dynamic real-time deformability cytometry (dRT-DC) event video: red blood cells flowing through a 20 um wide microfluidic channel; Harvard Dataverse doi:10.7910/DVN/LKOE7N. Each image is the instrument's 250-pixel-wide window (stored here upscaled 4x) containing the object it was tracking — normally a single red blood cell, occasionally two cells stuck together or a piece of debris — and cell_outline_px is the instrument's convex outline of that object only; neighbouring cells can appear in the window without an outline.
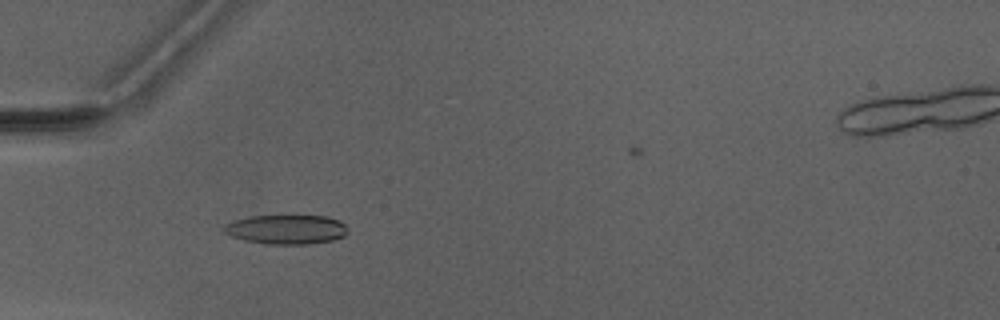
{"species": "Egyptian fruit bat (a non-hibernating species)", "species_latin": "Rousettus aegyptiacus", "temperature_condition": "warm", "stored_images_in_passage": 6, "camera_frame_rate_fps": 3000, "um_per_image_px": 0.085, "animal": {"sex": "male"}, "frame": {"image": 1, "passage_image": 5, "time_ms": 5.0, "image_size_px": [1000, 320], "cell_outline_px": [[348, 232], [344, 236], [332, 240], [308, 244], [268, 244], [244, 240], [232, 236], [224, 232], [220, 228], [224, 224], [232, 220], [252, 216], [324, 216], [340, 220], [348, 228]], "centroid_in_image_um": [24.31, 19.5], "position_along_channel_um": 60.7, "area_um2": 21.27}}
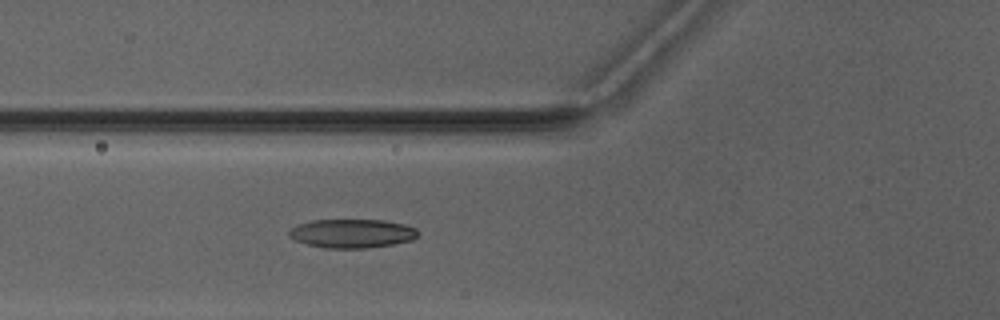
{"frame": {"image": 2, "passage_image": 6, "time_ms": 6.0, "image_size_px": [1000, 320], "cell_outline_px": [[420, 232], [412, 240], [392, 244], [368, 248], [328, 248], [308, 244], [296, 240], [288, 236], [288, 232], [292, 228], [300, 224], [312, 220], [384, 220], [404, 224], [416, 228]], "centroid_in_image_um": [29.95, 19.84], "position_along_channel_um": 95.8, "area_um2": 21.5}}